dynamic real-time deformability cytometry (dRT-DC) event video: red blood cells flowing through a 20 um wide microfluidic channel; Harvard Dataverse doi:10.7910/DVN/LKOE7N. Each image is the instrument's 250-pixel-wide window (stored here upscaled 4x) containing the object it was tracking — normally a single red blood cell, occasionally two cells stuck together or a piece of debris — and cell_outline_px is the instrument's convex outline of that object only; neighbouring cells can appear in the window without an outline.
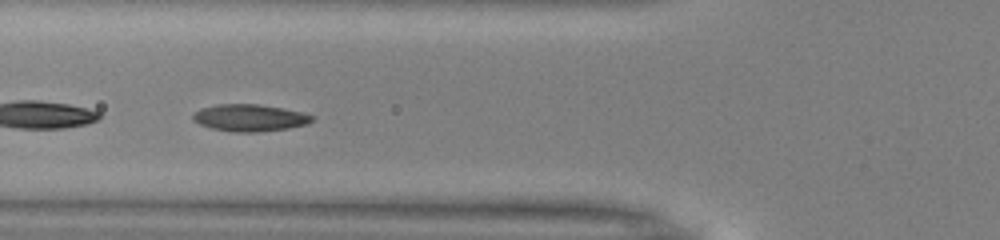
{"species": "common noctule bat (a hibernating species)", "species_latin": "Nyctalus noctula", "temperature_condition": "warm", "stored_images_in_passage": 40, "camera_frame_rate_fps": 3000, "um_per_image_px": 0.085, "animal": {"sex": "male", "body_mass_g": 13.0, "forearm_length_mm": 53.1}, "frame": {"image": 1, "passage_image": 14, "time_ms": 4.333, "image_size_px": [1000, 240], "cell_outline_px": [[316, 116], [308, 124], [288, 128], [256, 132], [232, 132], [212, 128], [200, 124], [192, 120], [192, 116], [200, 108], [216, 104], [260, 104], [304, 112]], "centroid_in_image_um": [21.24, 10.0], "position_along_channel_um": 104.6, "area_um2": 18.84}}
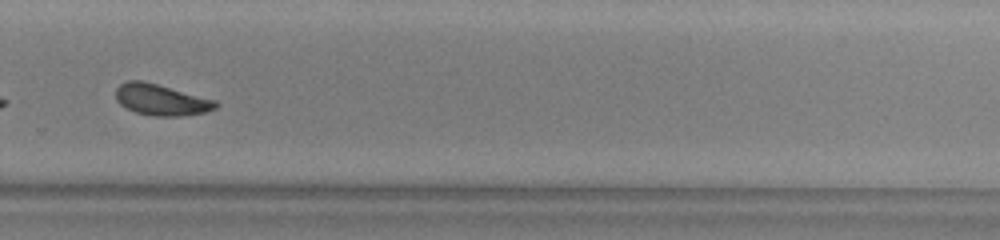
{"frame": {"image": 2, "passage_image": 30, "time_ms": 9.667, "image_size_px": [1000, 240], "cell_outline_px": [[220, 104], [216, 108], [204, 112], [180, 116], [152, 116], [136, 112], [120, 104], [116, 100], [116, 88], [120, 84], [128, 80], [144, 80], [216, 100]], "centroid_in_image_um": [13.7, 8.47], "position_along_channel_um": 316.1, "area_um2": 18.21}}
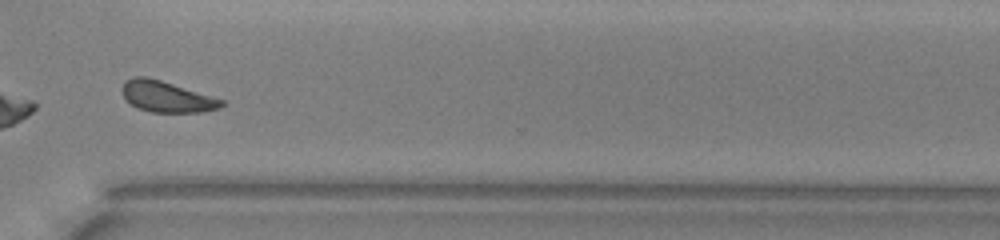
{"frame": {"image": 3, "passage_image": 33, "time_ms": 10.667, "image_size_px": [1000, 240], "cell_outline_px": [[224, 104], [220, 108], [204, 112], [152, 112], [136, 108], [124, 96], [120, 88], [124, 80], [132, 76], [144, 76], [160, 80], [224, 100]], "centroid_in_image_um": [14.13, 8.21], "position_along_channel_um": 356.5, "area_um2": 17.92}, "authors_computed_cell_mechanics": {"area_um2": 18.4093, "velocity_mm_per_s": 3.9716, "shape_relaxation_time_tau1_ms": 1.9954, "shape_relaxation_time_tau2_ms": 3.7231, "deformation_change_tau1": 0.107, "deformation_change_tau2": 0.0861}}